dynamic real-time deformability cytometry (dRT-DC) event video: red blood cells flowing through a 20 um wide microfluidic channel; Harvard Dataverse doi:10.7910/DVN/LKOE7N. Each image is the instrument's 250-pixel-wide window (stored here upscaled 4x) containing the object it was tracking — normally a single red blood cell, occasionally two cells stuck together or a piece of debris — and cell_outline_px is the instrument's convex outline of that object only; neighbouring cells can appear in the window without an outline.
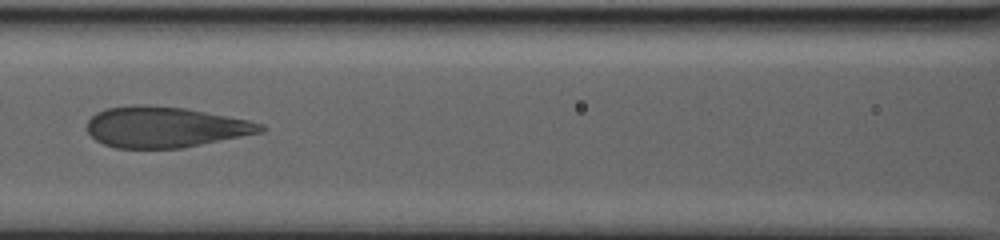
{"species": "human", "species_latin": "Homo sapiens", "temperature_condition": "warm", "stored_images_in_passage": 27, "camera_frame_rate_fps": 3000, "um_per_image_px": 0.085, "donor": {"sex": "male"}, "frame": {"image": 1, "passage_image": 9, "time_ms": 7.333, "image_size_px": [1000, 240], "cell_outline_px": [[268, 128], [264, 132], [180, 148], [116, 148], [104, 144], [96, 140], [84, 128], [88, 120], [96, 112], [108, 108], [128, 104], [148, 104], [184, 108], [228, 116], [248, 120], [264, 124]], "centroid_in_image_um": [14.01, 10.79], "position_along_channel_um": 152.6, "area_um2": 41.5}}
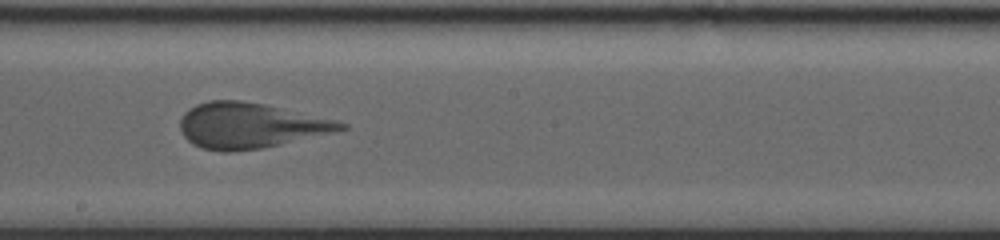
{"frame": {"image": 2, "passage_image": 13, "time_ms": 10.667, "image_size_px": [1000, 240], "cell_outline_px": [[348, 128], [332, 132], [264, 148], [232, 152], [220, 152], [200, 148], [192, 144], [184, 136], [180, 128], [180, 120], [184, 112], [188, 108], [196, 104], [208, 100], [240, 100], [264, 104], [340, 120], [348, 124]], "centroid_in_image_um": [21.25, 10.67], "position_along_channel_um": 227.0, "area_um2": 42.83}}
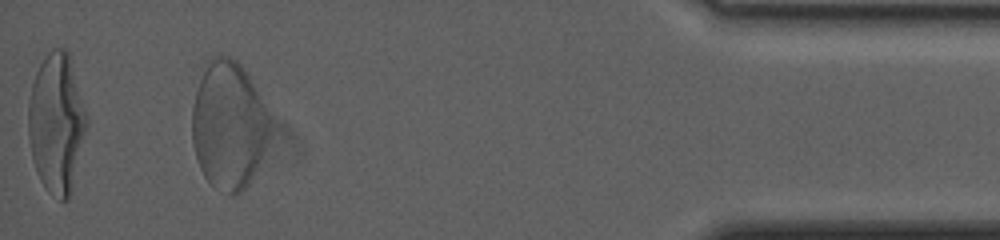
{"frame": {"image": 3, "passage_image": 25, "time_ms": 21.333, "image_size_px": [1000, 240], "cell_outline_px": [[268, 136], [252, 176], [248, 184], [240, 192], [232, 196], [216, 188], [204, 176], [200, 168], [196, 156], [192, 140], [192, 108], [196, 88], [204, 60], [216, 56], [228, 56], [236, 60], [240, 64], [248, 76], [264, 108], [268, 120]], "centroid_in_image_um": [19.34, 10.61], "position_along_channel_um": 415.9, "area_um2": 57.11}}